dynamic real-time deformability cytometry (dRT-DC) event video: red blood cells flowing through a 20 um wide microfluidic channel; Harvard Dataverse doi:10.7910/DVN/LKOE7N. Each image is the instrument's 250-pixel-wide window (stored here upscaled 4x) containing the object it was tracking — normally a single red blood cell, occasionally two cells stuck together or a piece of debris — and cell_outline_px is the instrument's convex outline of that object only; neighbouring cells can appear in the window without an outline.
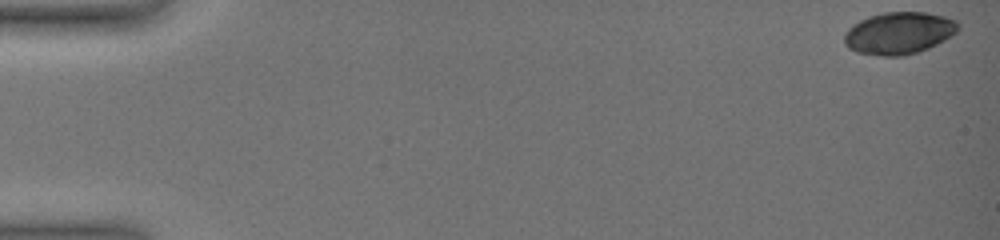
{"species": "common noctule bat (a hibernating species)", "species_latin": "Nyctalus noctula", "temperature_condition": "warm", "stored_images_in_passage": 33, "camera_frame_rate_fps": 3000, "um_per_image_px": 0.085, "animal": {"sex": "female", "body_mass_g": 19.0, "forearm_length_mm": 51.5}, "frame": {"image": 1, "passage_image": 1, "time_ms": 0.0, "image_size_px": [1000, 240], "cell_outline_px": [[960, 28], [956, 32], [944, 40], [928, 48], [904, 56], [884, 56], [856, 52], [848, 48], [844, 44], [844, 36], [848, 28], [860, 20], [868, 16], [884, 12], [924, 12], [944, 16], [956, 20], [960, 24]], "centroid_in_image_um": [76.41, 2.81], "position_along_channel_um": 8.6, "area_um2": 27.98}}
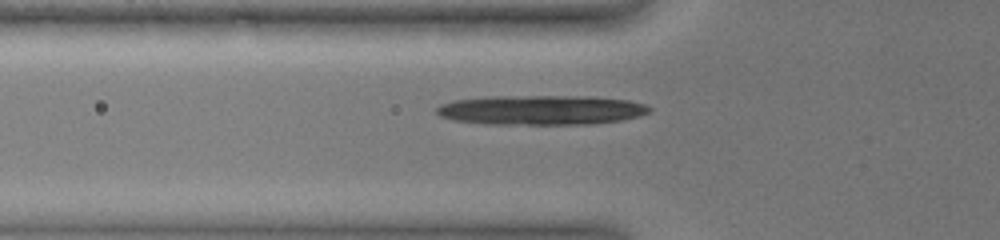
{"frame": {"image": 2, "passage_image": 23, "time_ms": 6.0, "image_size_px": [1000, 240], "cell_outline_px": [[652, 108], [648, 112], [640, 116], [624, 120], [592, 124], [484, 124], [452, 120], [440, 116], [436, 112], [436, 108], [440, 104], [456, 100], [484, 96], [592, 96], [628, 100], [644, 104]], "centroid_in_image_um": [45.99, 9.35], "position_along_channel_um": 79.8, "area_um2": 37.11}}
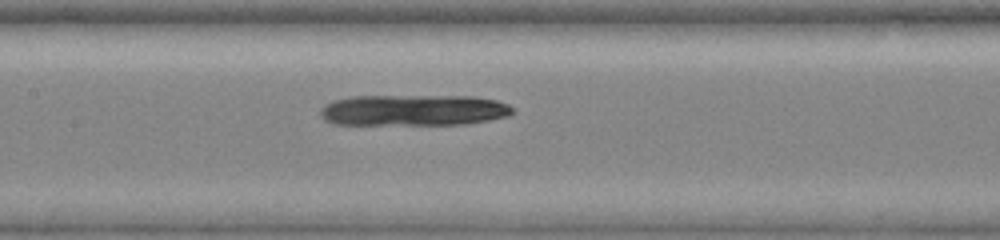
{"frame": {"image": 3, "passage_image": 33, "time_ms": 8.333, "image_size_px": [1000, 240], "cell_outline_px": [[516, 112], [508, 116], [488, 120], [464, 124], [332, 124], [324, 120], [320, 116], [320, 108], [324, 104], [332, 100], [352, 96], [472, 96], [496, 100], [508, 104]], "centroid_in_image_um": [35.12, 9.36], "position_along_channel_um": 172.3, "area_um2": 35.08}}